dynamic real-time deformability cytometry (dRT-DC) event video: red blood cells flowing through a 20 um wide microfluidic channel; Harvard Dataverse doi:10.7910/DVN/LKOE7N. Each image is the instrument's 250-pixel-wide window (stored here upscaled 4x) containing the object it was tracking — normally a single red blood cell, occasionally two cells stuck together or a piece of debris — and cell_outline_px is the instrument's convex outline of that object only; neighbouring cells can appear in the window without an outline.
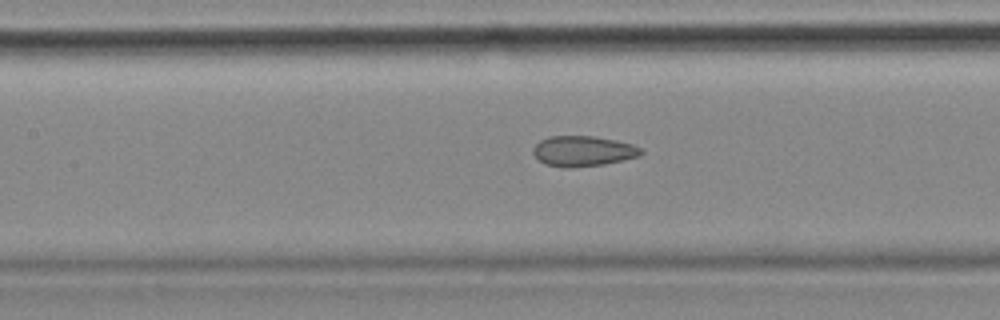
{"species": "common noctule bat (a hibernating species)", "species_latin": "Nyctalus noctula", "temperature_condition": "cold", "stored_images_in_passage": 21, "camera_frame_rate_fps": 3000, "um_per_image_px": 0.085, "animal": {"sex": "female", "body_mass_g": 18.4}, "frame": {"image": 1, "passage_image": 18, "time_ms": 5.667, "image_size_px": [1000, 320], "cell_outline_px": [[644, 152], [640, 156], [604, 164], [568, 168], [544, 164], [532, 152], [532, 148], [540, 140], [548, 136], [592, 136], [616, 140], [632, 144], [640, 148]], "centroid_in_image_um": [49.55, 12.84], "position_along_channel_um": 157.9, "area_um2": 19.07}}